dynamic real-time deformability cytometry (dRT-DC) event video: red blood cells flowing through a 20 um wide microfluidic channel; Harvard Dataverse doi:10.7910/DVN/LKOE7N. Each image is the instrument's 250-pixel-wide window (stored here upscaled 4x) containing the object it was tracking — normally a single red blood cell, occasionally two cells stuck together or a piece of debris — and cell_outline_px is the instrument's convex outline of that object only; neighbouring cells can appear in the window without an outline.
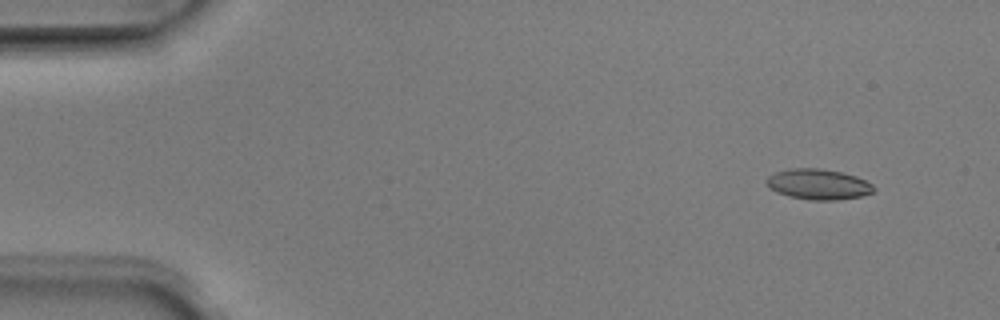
{"species": "Egyptian fruit bat (a non-hibernating species)", "species_latin": "Rousettus aegyptiacus", "temperature_condition": "room temperature", "stored_images_in_passage": 4, "camera_frame_rate_fps": 3000, "um_per_image_px": 0.085, "animal": {"sex": "male"}, "frame": {"image": 1, "passage_image": 2, "time_ms": 0.333, "image_size_px": [1000, 320], "cell_outline_px": [[876, 192], [860, 196], [836, 200], [808, 200], [788, 196], [776, 192], [768, 188], [764, 180], [768, 176], [776, 172], [788, 168], [820, 168], [840, 172], [856, 176], [872, 184], [876, 188]], "centroid_in_image_um": [69.53, 15.66], "position_along_channel_um": 15.5, "area_um2": 19.31}}
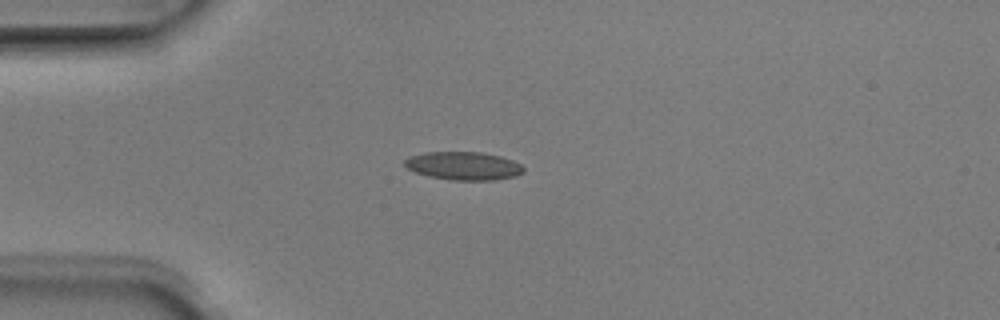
{"frame": {"image": 2, "passage_image": 4, "time_ms": 1.0, "image_size_px": [1000, 320], "cell_outline_px": [[524, 172], [516, 176], [492, 180], [452, 180], [428, 176], [416, 172], [408, 168], [404, 164], [404, 160], [408, 156], [424, 152], [480, 152], [500, 156], [512, 160], [520, 164], [524, 168]], "centroid_in_image_um": [39.39, 14.09], "position_along_channel_um": 45.6, "area_um2": 19.54}}